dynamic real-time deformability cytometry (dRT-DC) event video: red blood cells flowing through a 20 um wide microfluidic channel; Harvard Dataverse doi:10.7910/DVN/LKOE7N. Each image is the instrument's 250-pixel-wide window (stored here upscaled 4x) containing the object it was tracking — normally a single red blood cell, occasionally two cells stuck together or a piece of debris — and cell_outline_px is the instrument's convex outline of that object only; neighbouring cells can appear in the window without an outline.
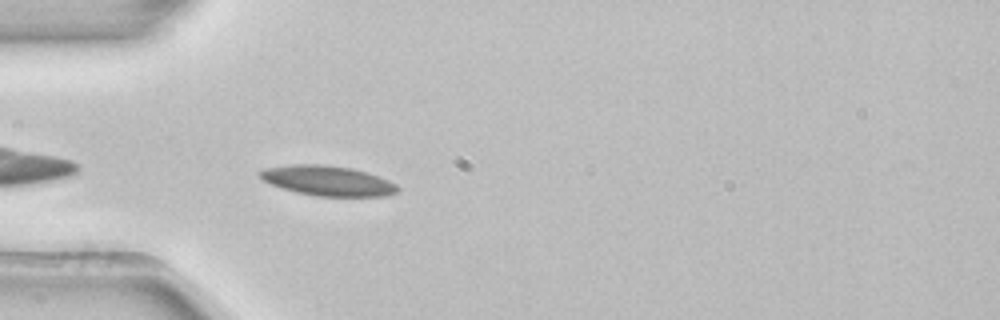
{"species": "common noctule bat (a hibernating species)", "species_latin": "Nyctalus noctula", "temperature_condition": "room temperature", "stored_images_in_passage": 40, "camera_frame_rate_fps": 3000, "um_per_image_px": 0.085, "animal": {"sex": "female", "body_mass_g": 22.7, "forearm_length_mm": 54.2}, "frame": {"image": 1, "passage_image": 3, "time_ms": 0.667, "image_size_px": [1000, 320], "cell_outline_px": [[400, 188], [396, 192], [384, 196], [316, 196], [296, 192], [272, 184], [264, 180], [256, 172], [264, 168], [288, 164], [324, 164], [352, 168], [368, 172], [380, 176], [396, 184]], "centroid_in_image_um": [27.86, 15.34], "position_along_channel_um": 57.1, "area_um2": 24.16}}
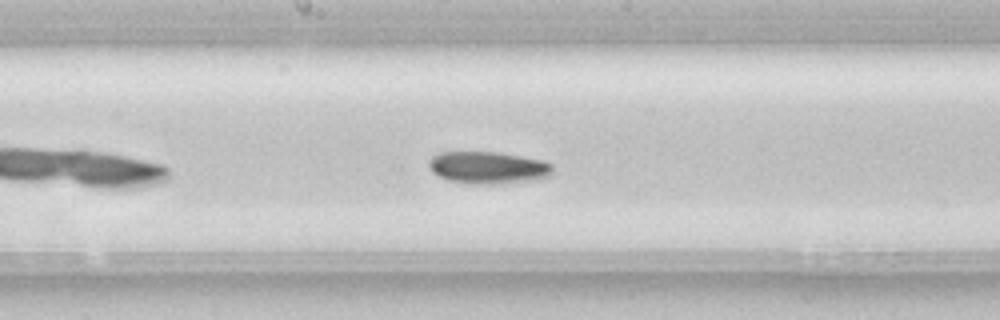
{"frame": {"image": 2, "passage_image": 15, "time_ms": 4.667, "image_size_px": [1000, 320], "cell_outline_px": [[552, 176], [532, 180], [492, 184], [468, 184], [448, 180], [432, 172], [428, 164], [428, 160], [432, 156], [440, 152], [496, 152], [544, 160], [552, 164]], "centroid_in_image_um": [41.48, 14.25], "position_along_channel_um": 206.7, "area_um2": 23.29}}
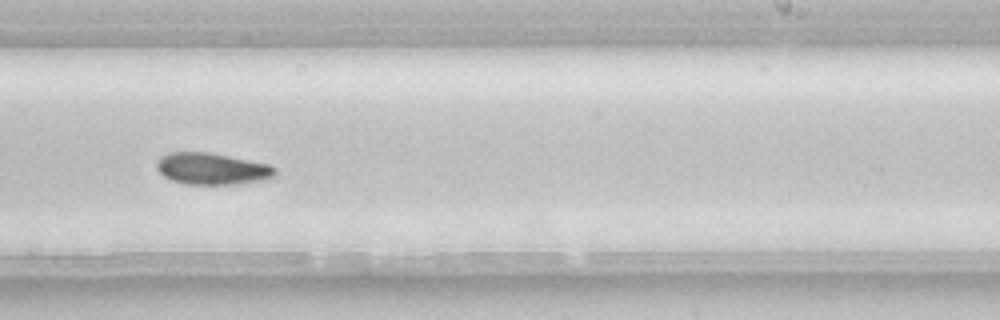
{"frame": {"image": 3, "passage_image": 20, "time_ms": 6.333, "image_size_px": [1000, 320], "cell_outline_px": [[276, 176], [268, 180], [236, 184], [184, 184], [172, 180], [164, 176], [156, 168], [156, 160], [168, 152], [208, 152], [268, 164], [276, 168]], "centroid_in_image_um": [18.03, 14.35], "position_along_channel_um": 271.0, "area_um2": 21.96}}